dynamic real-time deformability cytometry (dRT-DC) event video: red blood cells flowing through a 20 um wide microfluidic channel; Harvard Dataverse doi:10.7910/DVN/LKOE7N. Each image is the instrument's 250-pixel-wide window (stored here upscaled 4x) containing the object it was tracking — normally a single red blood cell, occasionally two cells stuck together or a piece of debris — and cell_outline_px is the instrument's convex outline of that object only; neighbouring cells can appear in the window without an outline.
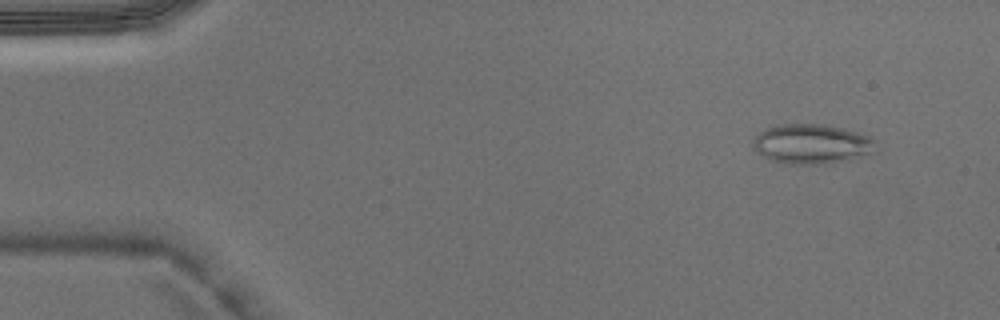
{"species": "Egyptian fruit bat (a non-hibernating species)", "species_latin": "Rousettus aegyptiacus", "temperature_condition": "warm", "stored_images_in_passage": 5, "camera_frame_rate_fps": 3000, "um_per_image_px": 0.085, "animal": {"sex": "male"}, "frame": {"image": 1, "passage_image": 1, "time_ms": 0.0, "image_size_px": [1000, 320], "cell_outline_px": [[872, 152], [848, 160], [824, 164], [788, 164], [772, 160], [756, 152], [752, 148], [752, 140], [764, 128], [776, 124], [824, 124], [844, 128], [872, 136]], "centroid_in_image_um": [68.92, 12.22], "position_along_channel_um": 16.1, "area_um2": 28.44}}
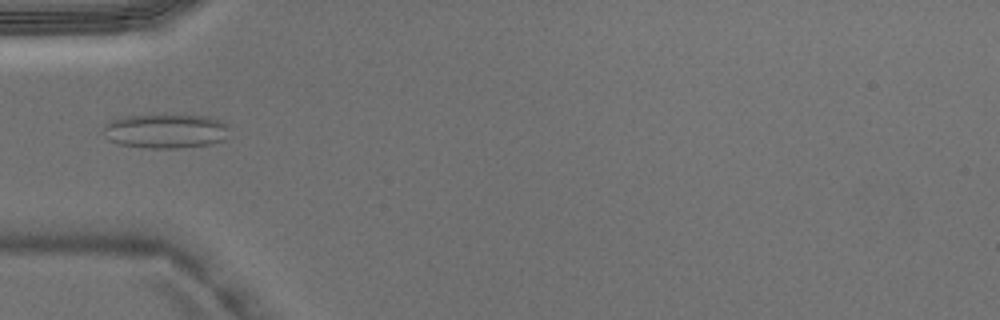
{"frame": {"image": 2, "passage_image": 4, "time_ms": 1.0, "image_size_px": [1000, 320], "cell_outline_px": [[228, 128], [224, 140], [208, 144], [180, 148], [144, 148], [120, 144], [104, 136], [104, 128], [112, 120], [124, 116], [152, 112], [208, 116], [220, 120], [228, 124]], "centroid_in_image_um": [14.09, 11.09], "position_along_channel_um": 70.9, "area_um2": 25.95}}